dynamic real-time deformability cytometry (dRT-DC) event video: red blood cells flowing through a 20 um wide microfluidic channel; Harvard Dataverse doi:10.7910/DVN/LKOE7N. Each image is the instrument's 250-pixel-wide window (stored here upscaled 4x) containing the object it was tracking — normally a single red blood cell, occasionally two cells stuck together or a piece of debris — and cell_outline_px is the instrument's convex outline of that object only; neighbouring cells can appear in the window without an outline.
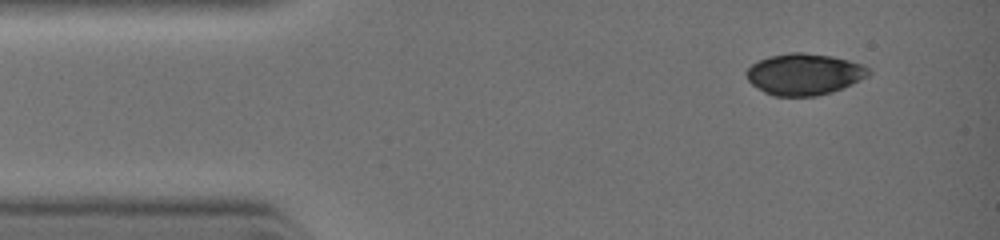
{"species": "common noctule bat (a hibernating species)", "species_latin": "Nyctalus noctula", "temperature_condition": "warm", "stored_images_in_passage": 7, "camera_frame_rate_fps": 3000, "um_per_image_px": 0.085, "animal": {"sex": "female", "body_mass_g": 19.0, "forearm_length_mm": 51.5}, "frame": {"image": 1, "passage_image": 1, "time_ms": 0.0, "image_size_px": [1000, 240], "cell_outline_px": [[872, 72], [868, 76], [852, 84], [832, 92], [816, 96], [772, 96], [764, 92], [752, 84], [748, 80], [744, 72], [752, 64], [760, 60], [772, 56], [792, 52], [804, 52], [832, 56], [848, 60], [872, 68]], "centroid_in_image_um": [68.38, 6.31], "position_along_channel_um": 16.6, "area_um2": 29.54}}
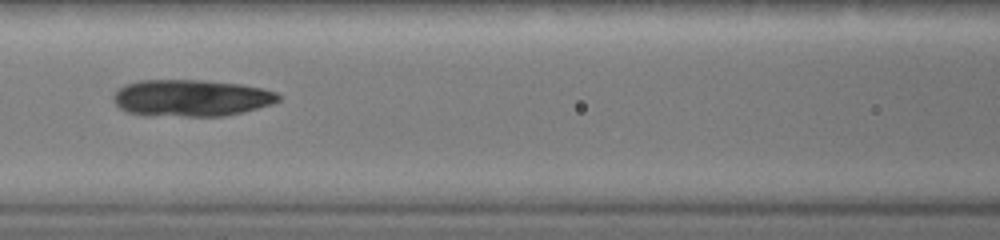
{"frame": {"image": 2, "passage_image": 6, "time_ms": 3.667, "image_size_px": [1000, 240], "cell_outline_px": [[280, 100], [256, 108], [240, 112], [220, 116], [188, 116], [128, 112], [120, 108], [112, 100], [112, 96], [124, 84], [140, 80], [200, 80], [244, 84], [264, 88], [276, 92], [280, 96]], "centroid_in_image_um": [16.26, 8.3], "position_along_channel_um": 150.3, "area_um2": 34.85}}
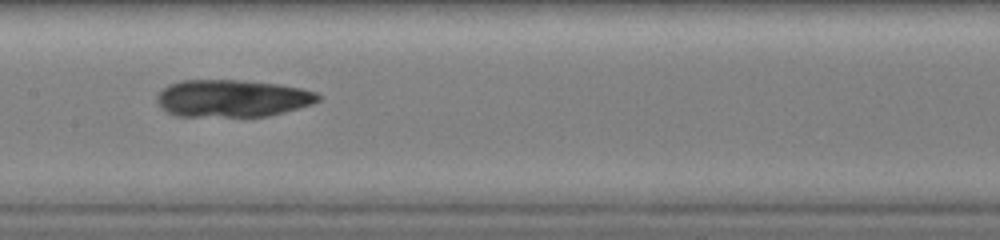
{"frame": {"image": 3, "passage_image": 7, "time_ms": 4.333, "image_size_px": [1000, 240], "cell_outline_px": [[320, 100], [312, 104], [284, 112], [268, 116], [176, 116], [160, 108], [156, 100], [156, 96], [168, 84], [180, 80], [240, 80], [280, 84], [300, 88], [316, 92], [320, 96]], "centroid_in_image_um": [19.72, 8.35], "position_along_channel_um": 187.7, "area_um2": 35.14}}